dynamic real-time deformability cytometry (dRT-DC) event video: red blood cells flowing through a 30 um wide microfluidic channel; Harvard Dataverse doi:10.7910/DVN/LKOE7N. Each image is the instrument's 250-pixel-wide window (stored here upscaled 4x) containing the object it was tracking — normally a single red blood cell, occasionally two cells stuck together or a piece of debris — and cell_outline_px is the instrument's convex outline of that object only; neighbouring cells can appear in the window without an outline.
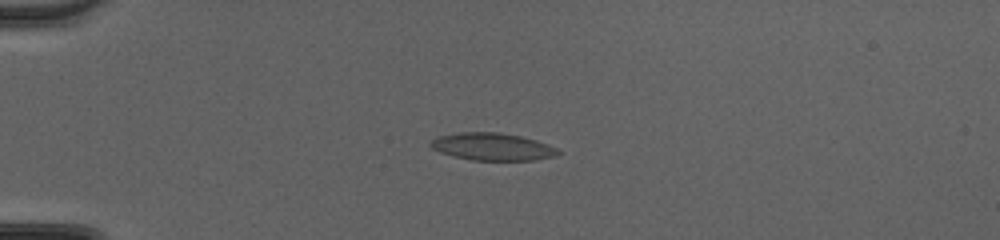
{"species": "common noctule bat (a hibernating species)", "species_latin": "Nyctalus noctula", "temperature_condition": "cold", "stored_images_in_passage": 50, "camera_frame_rate_fps": 3000, "um_per_image_px": 0.085, "animal": {"sex": "female", "body_mass_g": 20.0, "forearm_length_mm": 54.0}, "frame": {"image": 1, "passage_image": 14, "time_ms": 4.333, "image_size_px": [1000, 240], "cell_outline_px": [[560, 152], [552, 156], [532, 160], [472, 160], [440, 152], [432, 148], [428, 144], [432, 140], [440, 136], [464, 132], [496, 132], [520, 136], [536, 140], [556, 148]], "centroid_in_image_um": [41.83, 12.47], "position_along_channel_um": 43.2, "area_um2": 19.88}}
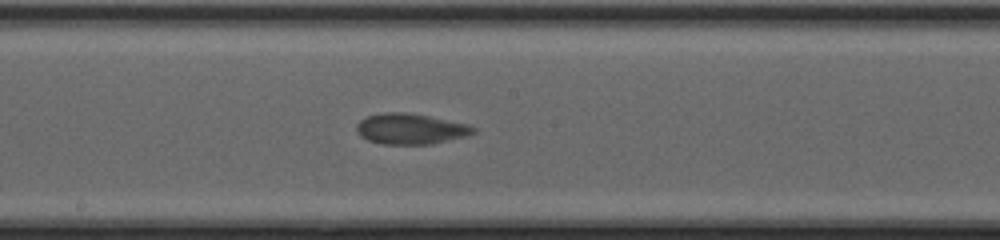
{"frame": {"image": 2, "passage_image": 29, "time_ms": 9.333, "image_size_px": [1000, 240], "cell_outline_px": [[476, 132], [464, 136], [432, 144], [384, 144], [368, 140], [360, 136], [356, 128], [356, 124], [360, 120], [368, 116], [380, 112], [404, 112], [428, 116], [468, 124], [476, 128]], "centroid_in_image_um": [34.87, 10.95], "position_along_channel_um": 213.3, "area_um2": 20.75}}
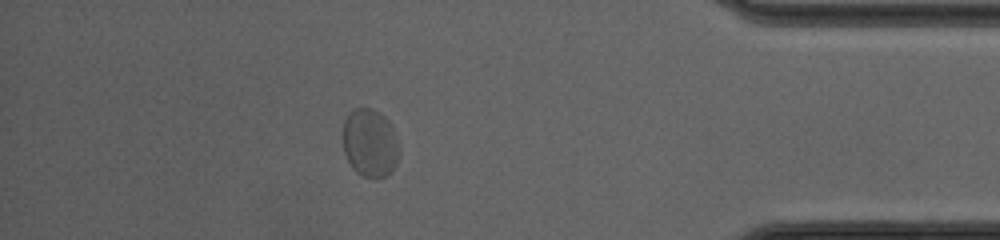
{"frame": {"image": 3, "passage_image": 45, "time_ms": 14.667, "image_size_px": [1000, 240], "cell_outline_px": [[400, 152], [396, 164], [392, 172], [388, 176], [376, 180], [364, 176], [356, 172], [352, 168], [344, 152], [344, 120], [348, 112], [352, 108], [372, 108], [380, 112], [388, 120], [400, 148]], "centroid_in_image_um": [31.46, 12.18], "position_along_channel_um": 403.7, "area_um2": 22.72}, "authors_computed_cell_mechanics": {"area_um2": 20.5479, "velocity_mm_per_s": 4.1889, "shape_relaxation_time_tau1_ms": 3.2601, "shape_relaxation_time_tau2_ms": null, "deformation_change_tau1": 0.0869, "deformation_change_tau2": null}}